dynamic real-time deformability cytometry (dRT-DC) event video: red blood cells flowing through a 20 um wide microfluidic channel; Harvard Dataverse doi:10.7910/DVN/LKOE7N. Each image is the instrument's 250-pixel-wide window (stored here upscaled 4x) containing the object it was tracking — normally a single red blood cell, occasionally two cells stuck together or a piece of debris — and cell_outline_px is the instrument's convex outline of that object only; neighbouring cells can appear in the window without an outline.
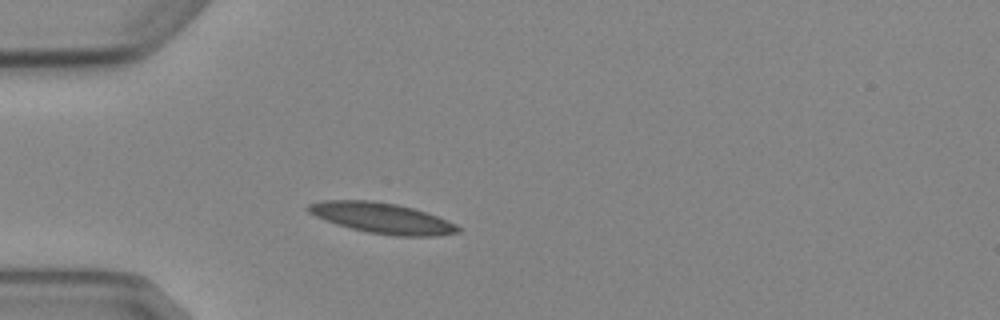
{"species": "Egyptian fruit bat (a non-hibernating species)", "species_latin": "Rousettus aegyptiacus", "temperature_condition": "cold", "stored_images_in_passage": 2, "camera_frame_rate_fps": 3000, "um_per_image_px": 0.085, "animal": {"sex": "female"}, "frame": {"image": 1, "passage_image": 2, "time_ms": 2.0, "image_size_px": [1000, 320], "cell_outline_px": [[460, 232], [436, 236], [396, 236], [368, 232], [336, 224], [324, 220], [308, 212], [304, 208], [308, 204], [320, 200], [372, 200], [396, 204], [428, 212], [456, 224], [460, 228]], "centroid_in_image_um": [32.45, 18.53], "position_along_channel_um": 52.5, "area_um2": 26.76}}